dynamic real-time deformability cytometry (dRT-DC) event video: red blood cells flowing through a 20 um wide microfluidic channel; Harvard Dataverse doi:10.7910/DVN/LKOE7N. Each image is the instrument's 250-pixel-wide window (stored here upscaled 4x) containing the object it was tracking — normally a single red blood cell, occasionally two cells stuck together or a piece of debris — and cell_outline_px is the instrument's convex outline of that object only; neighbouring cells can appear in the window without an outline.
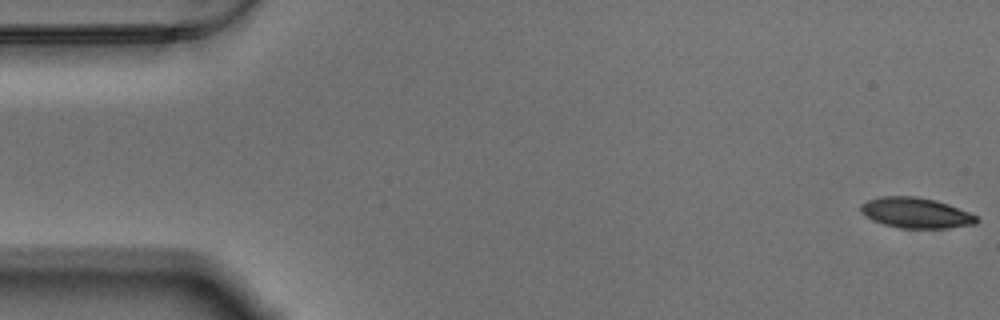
{"species": "Egyptian fruit bat (a non-hibernating species)", "species_latin": "Rousettus aegyptiacus", "temperature_condition": "warm", "stored_images_in_passage": 58, "camera_frame_rate_fps": 3000, "um_per_image_px": 0.085, "animal": {"sex": "male"}, "frame": {"image": 1, "passage_image": 1, "time_ms": 0.0, "image_size_px": [1000, 320], "cell_outline_px": [[980, 220], [976, 224], [948, 228], [900, 228], [884, 224], [872, 220], [860, 212], [860, 204], [868, 200], [880, 196], [916, 196], [936, 200], [948, 204], [968, 212], [976, 216]], "centroid_in_image_um": [77.84, 18.09], "position_along_channel_um": 7.2, "area_um2": 20.63}}
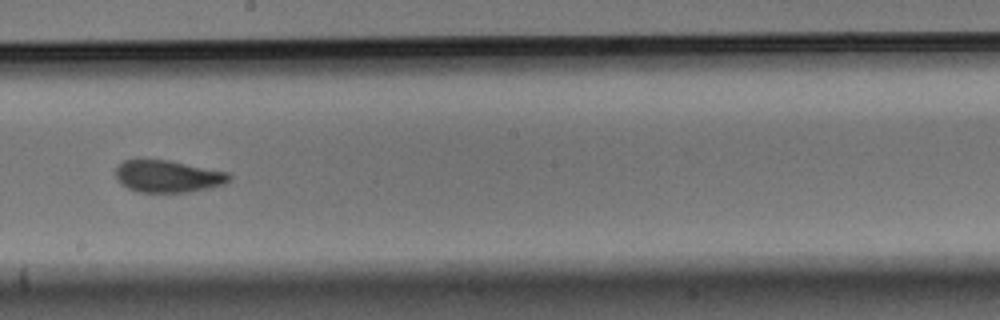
{"frame": {"image": 2, "passage_image": 32, "time_ms": 10.333, "image_size_px": [1000, 320], "cell_outline_px": [[232, 180], [224, 184], [212, 188], [188, 192], [140, 192], [128, 188], [120, 184], [116, 180], [116, 164], [124, 160], [140, 156], [172, 160], [228, 172], [232, 176]], "centroid_in_image_um": [14.23, 14.94], "position_along_channel_um": 234.0, "area_um2": 22.31}}
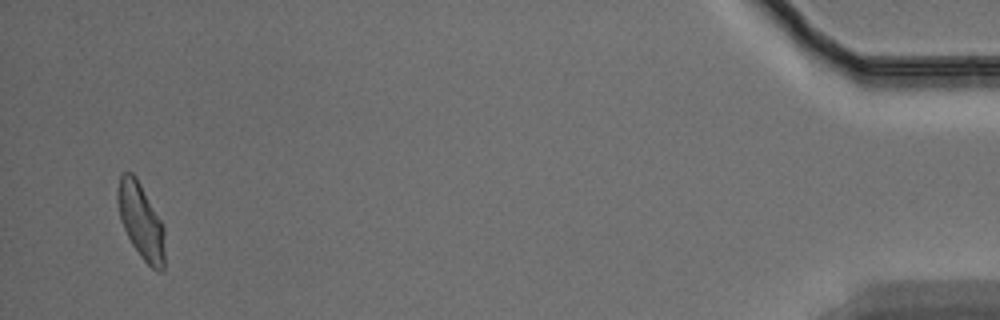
{"frame": {"image": 3, "passage_image": 56, "time_ms": 18.333, "image_size_px": [1000, 320], "cell_outline_px": [[164, 268], [160, 272], [156, 272], [140, 256], [132, 244], [120, 220], [116, 200], [116, 192], [120, 176], [124, 172], [132, 172], [136, 176], [160, 220], [164, 228]], "centroid_in_image_um": [11.96, 18.79], "position_along_channel_um": 423.2, "area_um2": 20.69}, "authors_computed_cell_mechanics": {"area_um2": 21.4438, "velocity_mm_per_s": 3.4526, "shape_relaxation_time_tau1_ms": 4.2612, "shape_relaxation_time_tau2_ms": 1.7938, "deformation_change_tau1": 0.1767, "deformation_change_tau2": 0.0878}}